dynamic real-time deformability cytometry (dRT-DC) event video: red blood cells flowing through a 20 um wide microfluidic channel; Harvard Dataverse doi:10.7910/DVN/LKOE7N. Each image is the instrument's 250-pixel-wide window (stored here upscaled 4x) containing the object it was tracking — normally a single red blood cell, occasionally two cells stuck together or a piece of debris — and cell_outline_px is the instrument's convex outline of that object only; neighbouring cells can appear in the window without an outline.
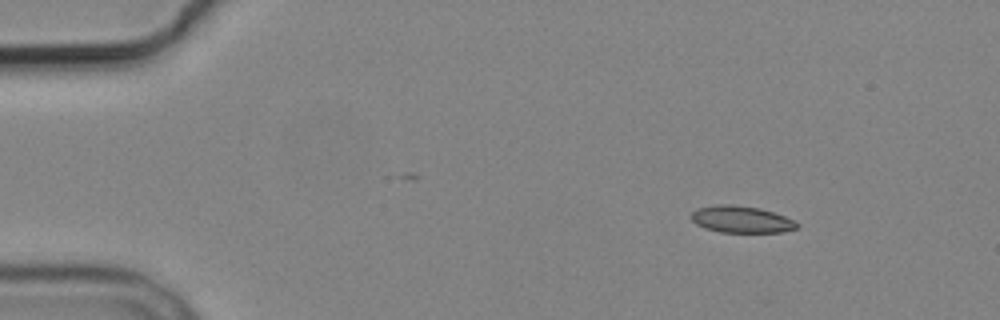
{"species": "common noctule bat (a hibernating species)", "species_latin": "Nyctalus noctula", "temperature_condition": "cold", "stored_images_in_passage": 6, "camera_frame_rate_fps": 3000, "um_per_image_px": 0.085, "animal": {"sex": "male", "body_mass_g": 19.2, "forearm_length_mm": 51.8}, "frame": {"image": 1, "passage_image": 2, "time_ms": 1.333, "image_size_px": [1000, 320], "cell_outline_px": [[800, 224], [796, 228], [784, 232], [720, 232], [704, 228], [696, 224], [692, 220], [692, 212], [696, 208], [716, 204], [732, 204], [760, 208], [784, 216]], "centroid_in_image_um": [62.98, 18.64], "position_along_channel_um": 22.0, "area_um2": 16.53}}